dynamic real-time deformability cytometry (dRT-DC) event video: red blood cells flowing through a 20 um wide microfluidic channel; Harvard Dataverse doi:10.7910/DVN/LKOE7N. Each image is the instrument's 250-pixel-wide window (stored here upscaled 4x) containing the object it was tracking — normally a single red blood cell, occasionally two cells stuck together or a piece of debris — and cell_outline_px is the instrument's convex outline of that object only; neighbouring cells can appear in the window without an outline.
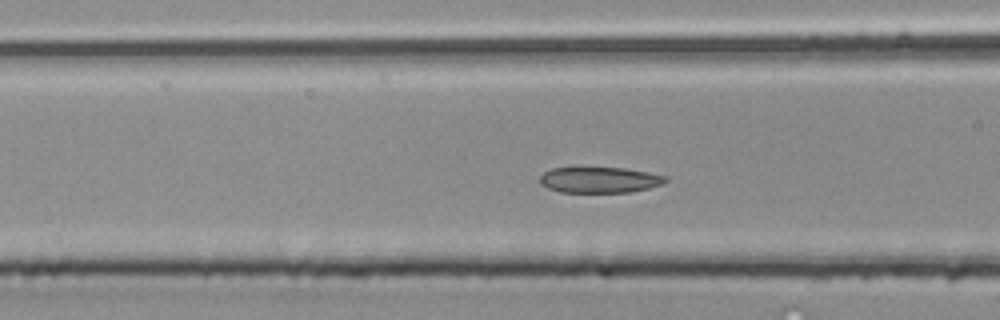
{"species": "common noctule bat (a hibernating species)", "species_latin": "Nyctalus noctula", "temperature_condition": "room temperature", "stored_images_in_passage": 44, "camera_frame_rate_fps": 3000, "um_per_image_px": 0.085, "animal": {"sex": "male", "body_mass_g": 20.4}, "frame": {"image": 1, "passage_image": 13, "time_ms": 4.0, "image_size_px": [1000, 320], "cell_outline_px": [[668, 180], [660, 184], [648, 188], [628, 192], [560, 192], [548, 188], [540, 184], [540, 176], [544, 172], [552, 168], [624, 168], [648, 172], [668, 176]], "centroid_in_image_um": [50.96, 15.29], "position_along_channel_um": 115.6, "area_um2": 18.79}}
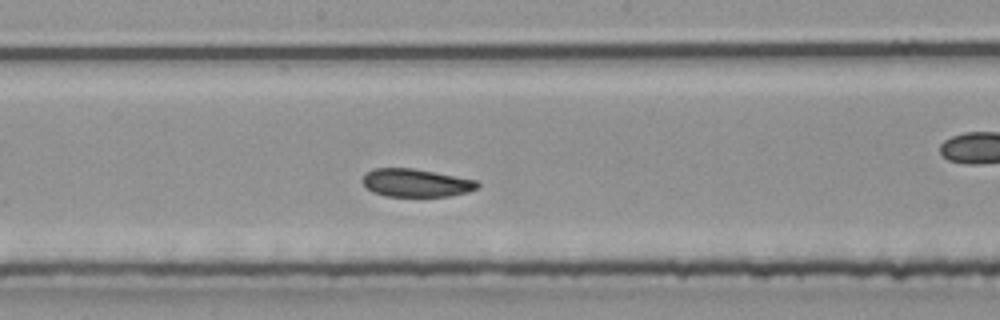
{"frame": {"image": 2, "passage_image": 20, "time_ms": 6.333, "image_size_px": [1000, 320], "cell_outline_px": [[480, 188], [468, 192], [448, 196], [384, 196], [372, 192], [360, 180], [364, 172], [372, 168], [412, 168], [476, 180], [480, 184]], "centroid_in_image_um": [35.32, 15.54], "position_along_channel_um": 212.9, "area_um2": 18.9}}
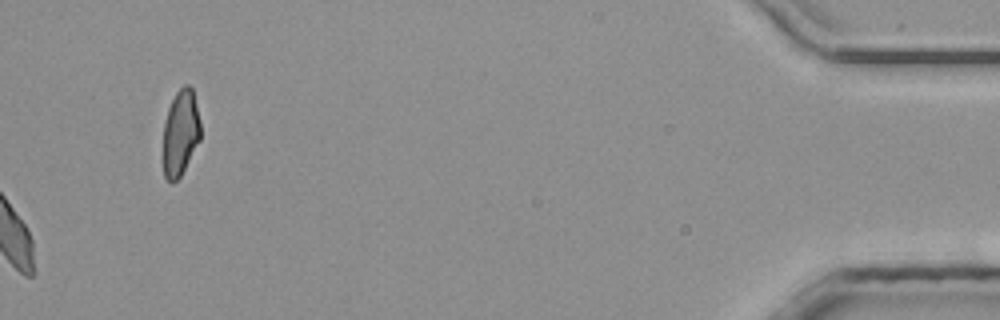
{"frame": {"image": 3, "passage_image": 44, "time_ms": 14.333, "image_size_px": [1000, 320], "cell_outline_px": [[200, 140], [180, 176], [172, 184], [164, 176], [164, 120], [168, 108], [176, 92], [184, 84], [188, 84], [192, 88], [196, 104], [200, 124]], "centroid_in_image_um": [15.34, 11.27], "position_along_channel_um": 419.9, "area_um2": 18.5}}